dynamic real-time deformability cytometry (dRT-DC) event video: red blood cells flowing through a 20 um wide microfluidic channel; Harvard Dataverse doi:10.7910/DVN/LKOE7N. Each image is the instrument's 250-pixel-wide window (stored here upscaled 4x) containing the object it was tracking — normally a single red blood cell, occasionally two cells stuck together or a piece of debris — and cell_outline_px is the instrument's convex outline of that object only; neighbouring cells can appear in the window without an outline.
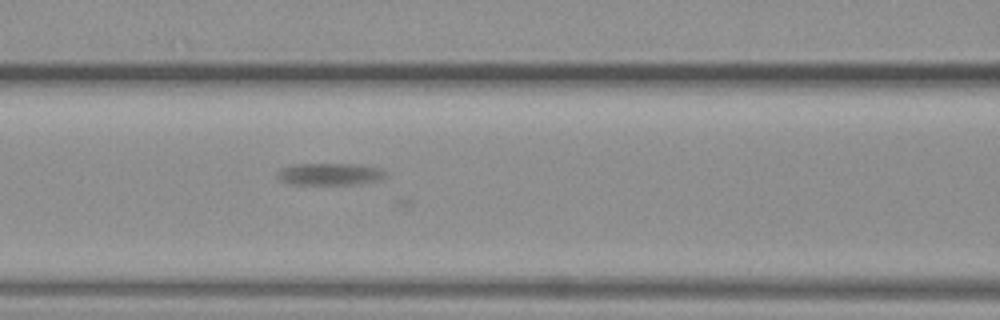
{"species": "common noctule bat (a hibernating species)", "species_latin": "Nyctalus noctula", "temperature_condition": "warm", "stored_images_in_passage": 48, "camera_frame_rate_fps": 3000, "um_per_image_px": 0.085, "animal": {"sex": "female", "body_mass_g": 19.3, "forearm_length_mm": 54.1}, "frame": {"image": 1, "passage_image": 14, "time_ms": 4.333, "image_size_px": [1000, 320], "cell_outline_px": [[388, 172], [384, 176], [376, 180], [352, 184], [292, 184], [276, 176], [280, 168], [292, 164], [356, 164], [380, 168]], "centroid_in_image_um": [28.02, 14.78], "position_along_channel_um": 138.6, "area_um2": 13.64}}
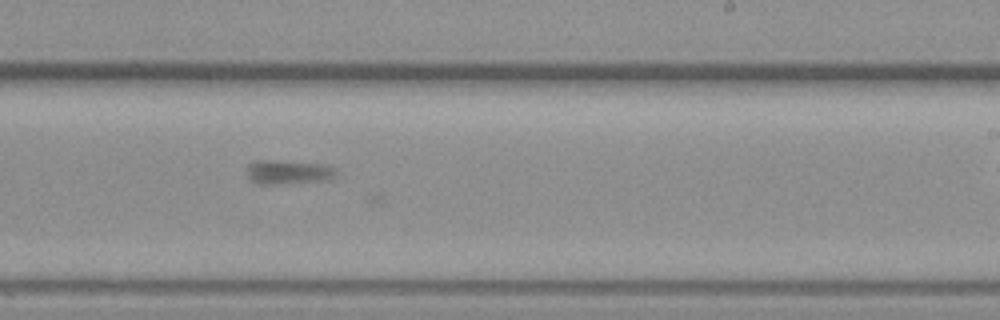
{"frame": {"image": 2, "passage_image": 24, "time_ms": 7.667, "image_size_px": [1000, 320], "cell_outline_px": [[336, 172], [332, 176], [324, 180], [276, 184], [256, 184], [248, 176], [248, 164], [256, 160], [264, 160], [324, 164], [332, 168]], "centroid_in_image_um": [24.42, 14.63], "position_along_channel_um": 264.6, "area_um2": 12.08}}
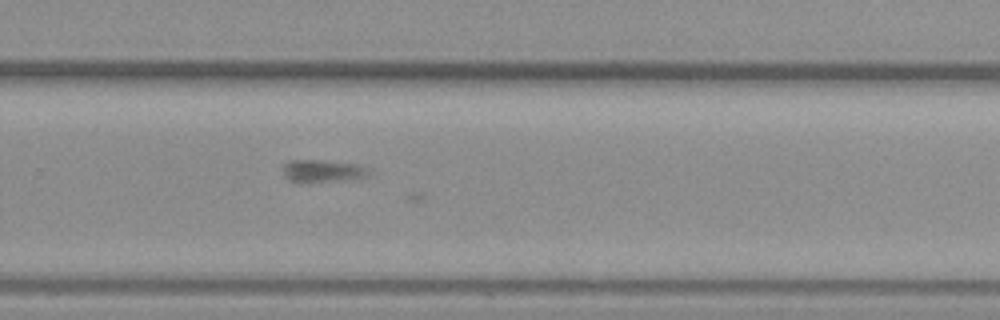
{"frame": {"image": 3, "passage_image": 27, "time_ms": 8.667, "image_size_px": [1000, 320], "cell_outline_px": [[368, 176], [304, 184], [296, 184], [288, 180], [284, 176], [284, 164], [292, 160], [316, 160], [352, 164], [364, 168], [368, 172]], "centroid_in_image_um": [27.26, 14.57], "position_along_channel_um": 302.5, "area_um2": 10.98}}